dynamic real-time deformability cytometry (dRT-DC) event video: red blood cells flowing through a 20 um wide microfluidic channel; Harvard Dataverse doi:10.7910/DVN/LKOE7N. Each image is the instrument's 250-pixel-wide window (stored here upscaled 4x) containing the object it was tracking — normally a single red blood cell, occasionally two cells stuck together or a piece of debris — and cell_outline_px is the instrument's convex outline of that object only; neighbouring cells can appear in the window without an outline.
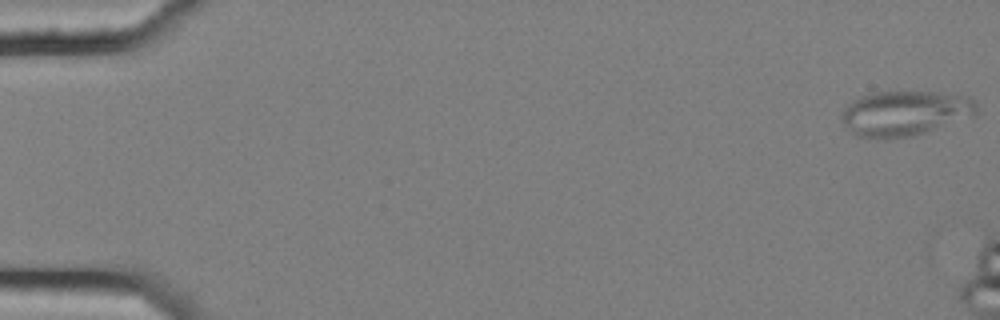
{"species": "common noctule bat (a hibernating species)", "species_latin": "Nyctalus noctula", "temperature_condition": "cold", "stored_images_in_passage": 3, "camera_frame_rate_fps": 3000, "um_per_image_px": 0.085, "animal": {"sex": "female", "body_mass_g": 25.1}, "frame": {"image": 1, "passage_image": 1, "time_ms": 0.0, "image_size_px": [1000, 320], "cell_outline_px": [[976, 112], [972, 116], [912, 136], [888, 140], [876, 140], [856, 136], [848, 132], [840, 120], [840, 116], [844, 108], [852, 100], [860, 96], [872, 92], [936, 92], [968, 96], [976, 104]], "centroid_in_image_um": [76.8, 9.65], "position_along_channel_um": 8.2, "area_um2": 35.84}}